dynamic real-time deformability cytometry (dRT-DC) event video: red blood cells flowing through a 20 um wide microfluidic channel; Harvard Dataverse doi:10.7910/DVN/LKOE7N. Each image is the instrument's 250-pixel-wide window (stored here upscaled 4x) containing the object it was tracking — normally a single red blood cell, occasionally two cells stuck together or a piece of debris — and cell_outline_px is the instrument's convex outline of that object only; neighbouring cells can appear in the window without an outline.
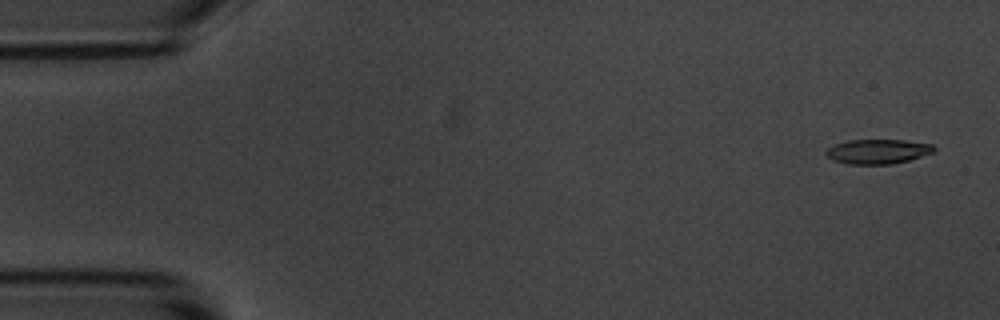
{"species": "common noctule bat (a hibernating species)", "species_latin": "Nyctalus noctula", "temperature_condition": "room temperature", "stored_images_in_passage": 4, "camera_frame_rate_fps": 3000, "um_per_image_px": 0.085, "animal": {"sex": "male", "body_mass_g": 20.1, "forearm_length_mm": 53.5}, "frame": {"image": 1, "passage_image": 1, "time_ms": 0.0, "image_size_px": [1000, 320], "cell_outline_px": [[936, 152], [908, 160], [892, 164], [844, 164], [832, 160], [824, 152], [828, 148], [836, 144], [848, 140], [904, 140], [932, 144], [936, 148]], "centroid_in_image_um": [74.62, 12.88], "position_along_channel_um": 10.4, "area_um2": 15.55}}
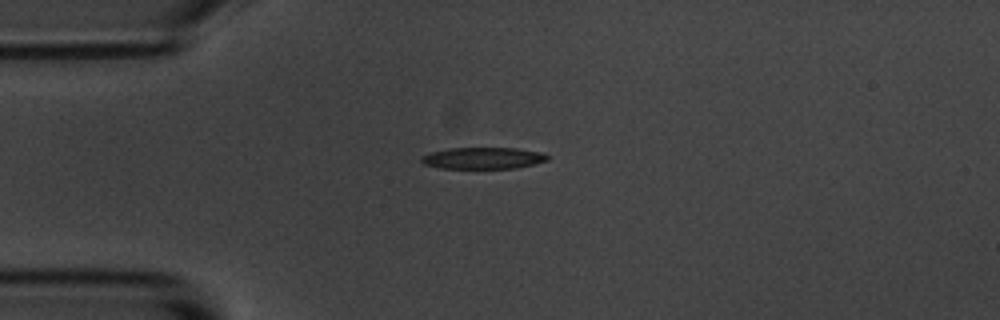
{"frame": {"image": 2, "passage_image": 4, "time_ms": 3.667, "image_size_px": [1000, 320], "cell_outline_px": [[548, 160], [516, 168], [440, 168], [424, 164], [420, 160], [420, 156], [432, 152], [448, 148], [516, 148], [544, 152], [548, 156]], "centroid_in_image_um": [41.05, 13.43], "position_along_channel_um": 43.9, "area_um2": 15.84}}